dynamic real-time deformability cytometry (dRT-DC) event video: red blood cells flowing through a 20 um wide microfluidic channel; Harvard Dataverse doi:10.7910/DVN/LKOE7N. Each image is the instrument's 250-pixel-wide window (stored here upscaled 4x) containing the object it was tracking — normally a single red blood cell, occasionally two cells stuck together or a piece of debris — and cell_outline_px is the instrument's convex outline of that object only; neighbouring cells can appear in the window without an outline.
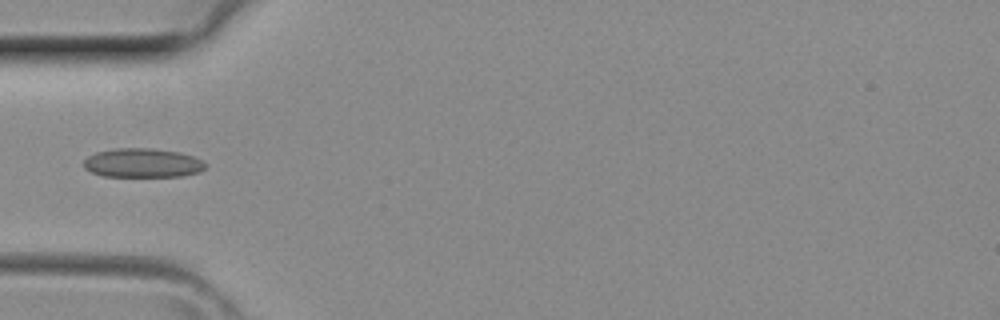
{"species": "common noctule bat (a hibernating species)", "species_latin": "Nyctalus noctula", "temperature_condition": "room temperature", "stored_images_in_passage": 4, "camera_frame_rate_fps": 3000, "um_per_image_px": 0.085, "animal": {"sex": "female", "body_mass_g": 29.2, "forearm_length_mm": 56.3}, "frame": {"image": 1, "passage_image": 4, "time_ms": 1.0, "image_size_px": [1000, 320], "cell_outline_px": [[208, 164], [200, 172], [184, 176], [104, 176], [92, 172], [84, 168], [84, 160], [88, 156], [96, 152], [116, 148], [152, 148], [180, 152], [204, 160]], "centroid_in_image_um": [12.16, 13.84], "position_along_channel_um": 72.8, "area_um2": 20.75}}